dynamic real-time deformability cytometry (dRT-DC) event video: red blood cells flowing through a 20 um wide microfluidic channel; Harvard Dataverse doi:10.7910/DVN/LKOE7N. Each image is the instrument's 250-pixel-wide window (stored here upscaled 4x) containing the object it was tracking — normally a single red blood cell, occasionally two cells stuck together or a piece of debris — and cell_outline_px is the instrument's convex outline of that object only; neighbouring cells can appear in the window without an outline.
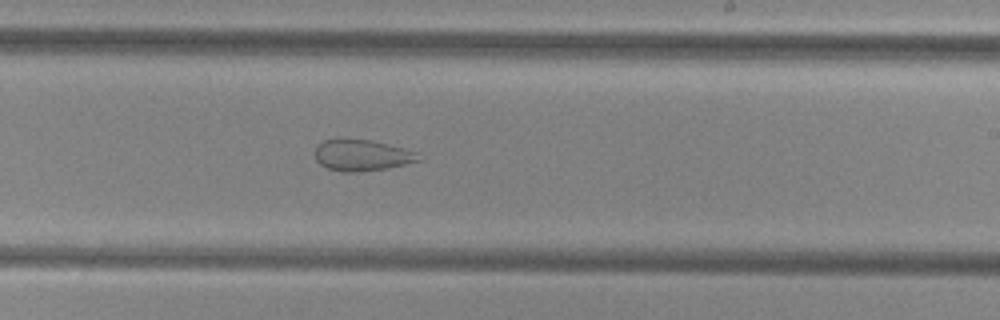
{"species": "common noctule bat (a hibernating species)", "species_latin": "Nyctalus noctula", "temperature_condition": "cold", "stored_images_in_passage": 43, "camera_frame_rate_fps": 3000, "um_per_image_px": 0.085, "animal": {"sex": "female", "body_mass_g": 29.2, "forearm_length_mm": 56.3}, "frame": {"image": 1, "passage_image": 28, "time_ms": 9.0, "image_size_px": [1000, 320], "cell_outline_px": [[424, 160], [388, 168], [356, 172], [340, 172], [328, 168], [320, 164], [316, 160], [316, 144], [324, 140], [372, 140], [420, 152]], "centroid_in_image_um": [30.84, 13.21], "position_along_channel_um": 258.2, "area_um2": 18.96}}
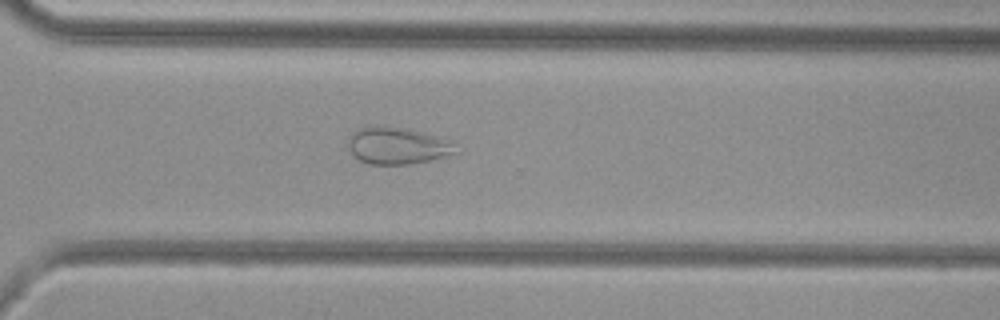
{"frame": {"image": 2, "passage_image": 34, "time_ms": 11.0, "image_size_px": [1000, 320], "cell_outline_px": [[460, 152], [428, 160], [408, 164], [368, 164], [352, 156], [348, 148], [348, 140], [352, 132], [360, 128], [404, 128], [440, 136], [456, 144]], "centroid_in_image_um": [33.8, 12.41], "position_along_channel_um": 336.8, "area_um2": 22.83}}
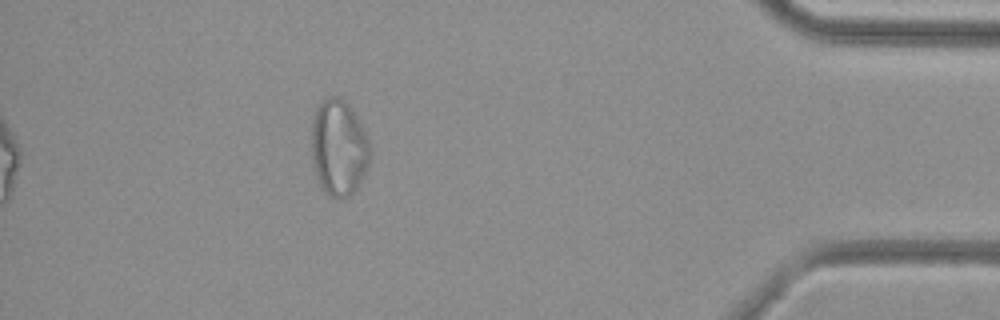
{"frame": {"image": 3, "passage_image": 43, "time_ms": 14.0, "image_size_px": [1000, 320], "cell_outline_px": [[372, 156], [356, 188], [348, 196], [340, 200], [336, 200], [328, 196], [324, 192], [316, 180], [312, 164], [312, 124], [316, 108], [328, 96], [336, 96], [344, 100], [348, 104], [356, 116], [372, 148]], "centroid_in_image_um": [28.78, 12.6], "position_along_channel_um": 406.4, "area_um2": 33.0}}